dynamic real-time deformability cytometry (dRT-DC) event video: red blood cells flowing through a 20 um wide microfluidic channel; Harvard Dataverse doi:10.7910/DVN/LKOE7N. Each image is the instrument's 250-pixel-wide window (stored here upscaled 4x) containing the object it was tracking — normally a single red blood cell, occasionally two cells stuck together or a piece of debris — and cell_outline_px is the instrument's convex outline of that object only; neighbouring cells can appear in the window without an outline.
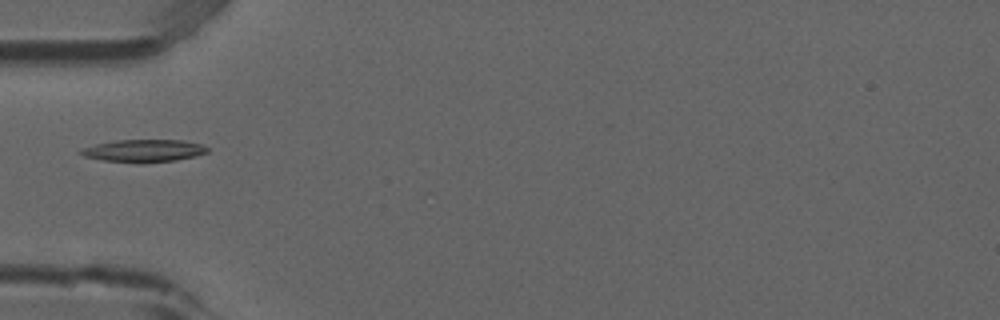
{"species": "common noctule bat (a hibernating species)", "species_latin": "Nyctalus noctula", "temperature_condition": "room temperature", "stored_images_in_passage": 2, "camera_frame_rate_fps": 3000, "um_per_image_px": 0.085, "animal": {"sex": "male", "forearm_length_mm": 52.5}, "frame": {"image": 1, "passage_image": 1, "time_ms": 0.0, "image_size_px": [1000, 320], "cell_outline_px": [[208, 152], [196, 156], [176, 160], [104, 160], [84, 156], [80, 152], [84, 148], [96, 144], [116, 140], [184, 140], [200, 144], [208, 148]], "centroid_in_image_um": [12.29, 12.76], "position_along_channel_um": 72.7, "area_um2": 15.55}}
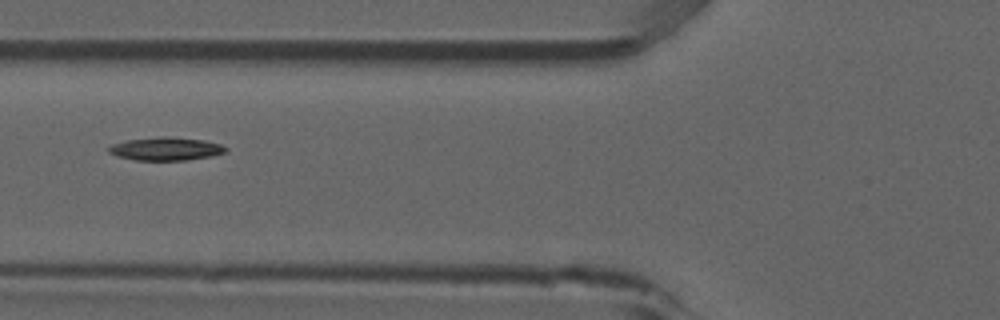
{"frame": {"image": 2, "passage_image": 2, "time_ms": 0.333, "image_size_px": [1000, 320], "cell_outline_px": [[228, 148], [224, 152], [212, 156], [188, 160], [136, 160], [116, 156], [108, 152], [108, 148], [112, 144], [128, 140], [160, 136], [164, 136], [204, 140], [220, 144]], "centroid_in_image_um": [14.09, 12.65], "position_along_channel_um": 111.7, "area_um2": 15.72}}